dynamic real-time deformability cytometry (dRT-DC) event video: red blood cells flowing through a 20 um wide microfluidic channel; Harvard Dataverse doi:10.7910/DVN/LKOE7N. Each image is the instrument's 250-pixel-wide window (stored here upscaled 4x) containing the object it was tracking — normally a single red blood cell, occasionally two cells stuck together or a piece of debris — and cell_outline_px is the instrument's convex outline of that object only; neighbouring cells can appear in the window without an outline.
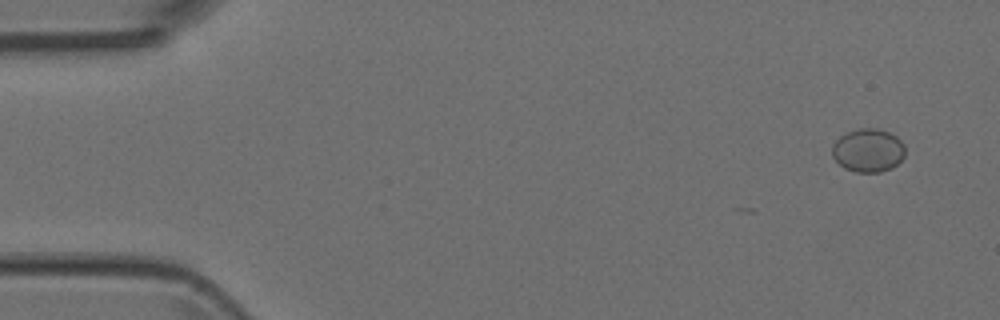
{"species": "Egyptian fruit bat (a non-hibernating species)", "species_latin": "Rousettus aegyptiacus", "temperature_condition": "room temperature", "stored_images_in_passage": 5, "camera_frame_rate_fps": 3000, "um_per_image_px": 0.085, "animal": {"sex": "female"}, "frame": {"image": 1, "passage_image": 1, "time_ms": 0.0, "image_size_px": [1000, 320], "cell_outline_px": [[904, 156], [892, 168], [880, 172], [856, 172], [844, 168], [832, 156], [832, 144], [840, 136], [856, 128], [876, 128], [888, 132], [896, 136], [904, 144]], "centroid_in_image_um": [73.78, 12.77], "position_along_channel_um": 11.2, "area_um2": 18.44}}
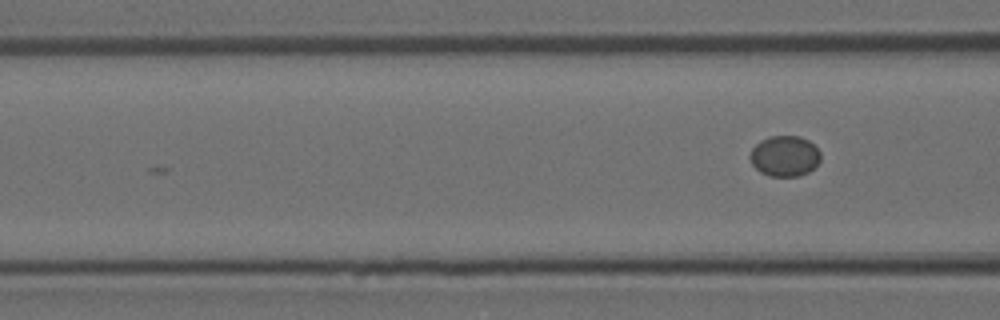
{"frame": {"image": 2, "passage_image": 5, "time_ms": 1.333, "image_size_px": [1000, 320], "cell_outline_px": [[820, 160], [808, 172], [800, 176], [768, 176], [760, 172], [752, 164], [748, 156], [752, 148], [760, 140], [768, 136], [800, 136], [808, 140], [820, 152]], "centroid_in_image_um": [66.66, 13.26], "position_along_channel_um": 99.9, "area_um2": 16.76}}